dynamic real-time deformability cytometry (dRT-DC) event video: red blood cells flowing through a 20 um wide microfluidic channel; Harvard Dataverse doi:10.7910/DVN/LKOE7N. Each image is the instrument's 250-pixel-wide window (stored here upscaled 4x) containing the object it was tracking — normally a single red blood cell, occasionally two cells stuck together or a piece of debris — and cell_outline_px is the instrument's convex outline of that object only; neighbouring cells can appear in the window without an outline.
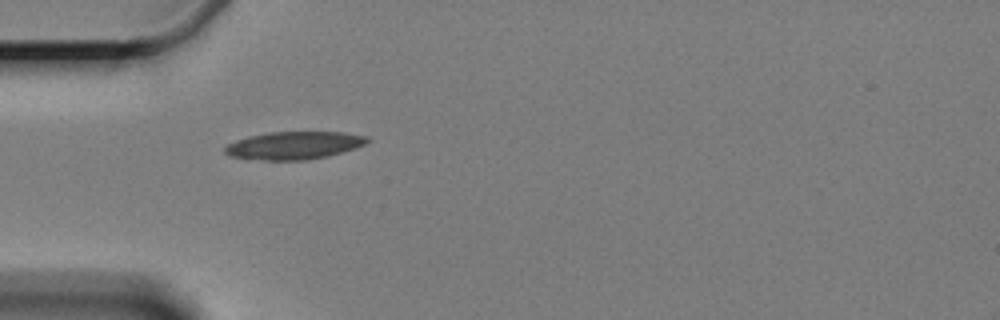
{"species": "Egyptian fruit bat (a non-hibernating species)", "species_latin": "Rousettus aegyptiacus", "temperature_condition": "cold", "stored_images_in_passage": 3, "camera_frame_rate_fps": 3000, "um_per_image_px": 0.085, "animal": {"sex": "female"}, "frame": {"image": 1, "passage_image": 1, "time_ms": 0.0, "image_size_px": [1000, 320], "cell_outline_px": [[368, 140], [364, 144], [356, 148], [328, 156], [308, 160], [264, 160], [232, 156], [224, 152], [224, 148], [228, 144], [236, 140], [248, 136], [268, 132], [344, 132], [368, 136]], "centroid_in_image_um": [25.0, 12.35], "position_along_channel_um": 60.0, "area_um2": 22.95}}
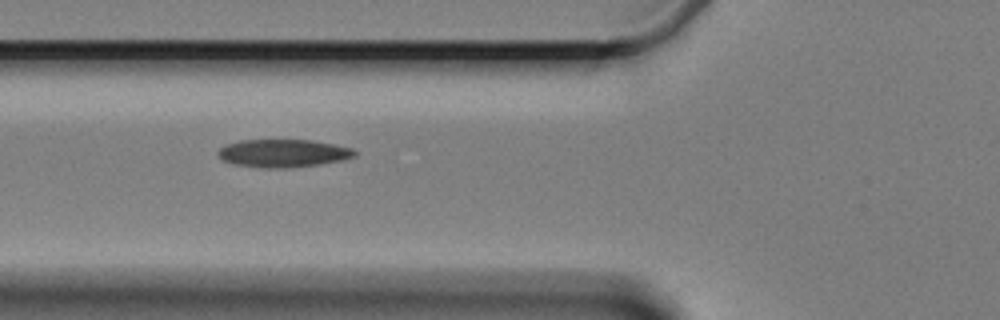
{"frame": {"image": 2, "passage_image": 2, "time_ms": 1.333, "image_size_px": [1000, 320], "cell_outline_px": [[356, 156], [340, 160], [320, 164], [288, 168], [260, 168], [232, 164], [224, 160], [216, 152], [224, 144], [240, 140], [312, 140], [352, 148], [356, 152]], "centroid_in_image_um": [24.03, 13.03], "position_along_channel_um": 101.8, "area_um2": 22.25}}
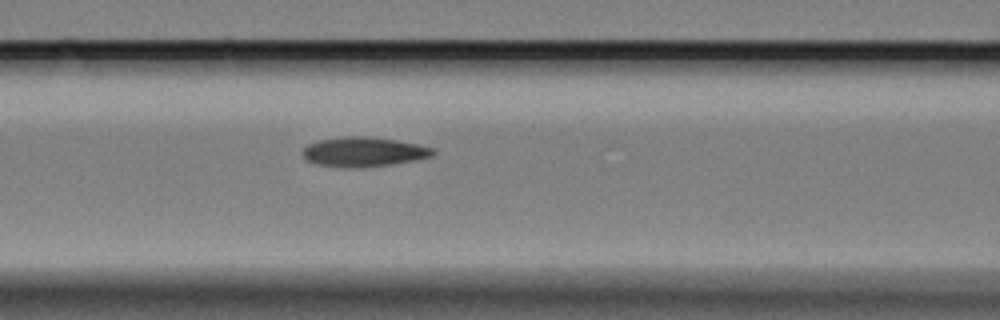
{"frame": {"image": 3, "passage_image": 3, "time_ms": 2.333, "image_size_px": [1000, 320], "cell_outline_px": [[436, 152], [432, 156], [416, 160], [388, 164], [348, 168], [316, 164], [308, 160], [304, 156], [304, 148], [308, 144], [320, 140], [344, 136], [368, 136], [396, 140], [416, 144], [432, 148]], "centroid_in_image_um": [30.92, 12.9], "position_along_channel_um": 135.7, "area_um2": 22.08}}